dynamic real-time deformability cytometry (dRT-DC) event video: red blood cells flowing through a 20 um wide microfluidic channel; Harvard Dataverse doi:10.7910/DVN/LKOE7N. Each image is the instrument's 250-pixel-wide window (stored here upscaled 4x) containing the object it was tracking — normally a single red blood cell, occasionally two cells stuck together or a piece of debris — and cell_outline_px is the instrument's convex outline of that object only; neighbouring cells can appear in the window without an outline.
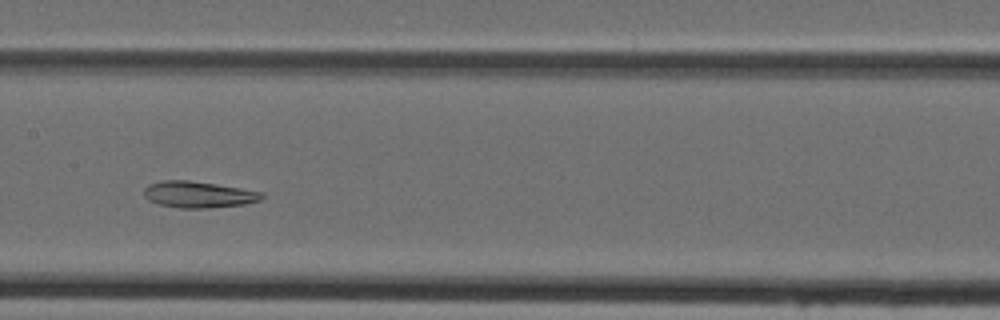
{"species": "Egyptian fruit bat (a non-hibernating species)", "species_latin": "Rousettus aegyptiacus", "temperature_condition": "cold", "stored_images_in_passage": 39, "segment_of_instrument_passage": [1, 2], "camera_frame_rate_fps": 3000, "um_per_image_px": 0.085, "animal": {"sex": "female"}, "frame": {"image": 1, "passage_image": 14, "time_ms": 4.333, "image_size_px": [1000, 320], "cell_outline_px": [[264, 196], [260, 200], [244, 204], [208, 208], [180, 208], [156, 204], [148, 200], [144, 196], [144, 188], [148, 184], [160, 180], [188, 180], [216, 184], [264, 192]], "centroid_in_image_um": [16.83, 16.53], "position_along_channel_um": 190.6, "area_um2": 18.26}}
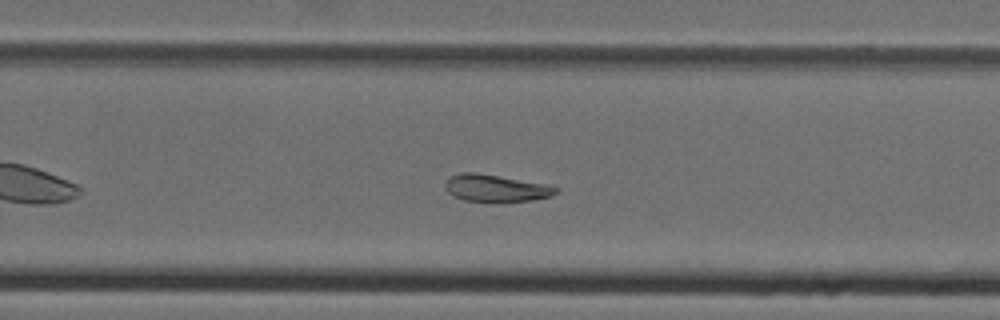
{"frame": {"image": 2, "passage_image": 21, "time_ms": 6.667, "image_size_px": [1000, 320], "cell_outline_px": [[560, 188], [552, 196], [532, 200], [496, 204], [488, 204], [464, 200], [452, 196], [444, 188], [444, 184], [448, 176], [460, 172], [476, 172], [544, 184]], "centroid_in_image_um": [42.07, 16.03], "position_along_channel_um": 287.7, "area_um2": 18.21}}
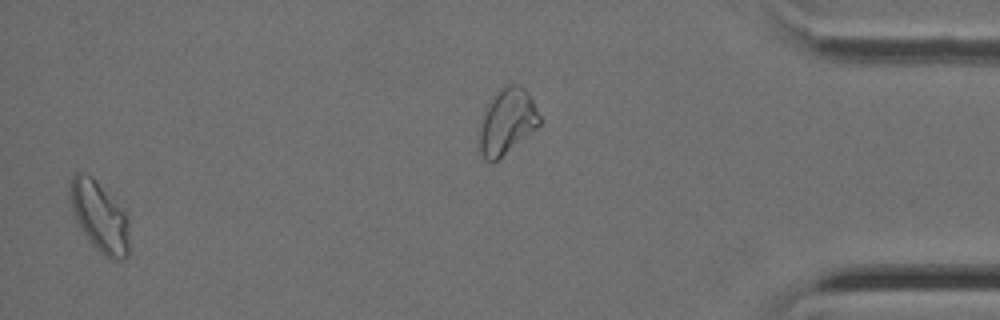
{"frame": {"image": 3, "passage_image": 37, "time_ms": 12.0, "image_size_px": [1000, 320], "cell_outline_px": [[128, 256], [124, 260], [112, 260], [104, 256], [92, 244], [76, 220], [68, 200], [68, 188], [72, 176], [76, 172], [84, 172], [92, 176], [96, 180], [128, 216]], "centroid_in_image_um": [8.43, 18.4], "position_along_channel_um": 426.8, "area_um2": 24.33}}